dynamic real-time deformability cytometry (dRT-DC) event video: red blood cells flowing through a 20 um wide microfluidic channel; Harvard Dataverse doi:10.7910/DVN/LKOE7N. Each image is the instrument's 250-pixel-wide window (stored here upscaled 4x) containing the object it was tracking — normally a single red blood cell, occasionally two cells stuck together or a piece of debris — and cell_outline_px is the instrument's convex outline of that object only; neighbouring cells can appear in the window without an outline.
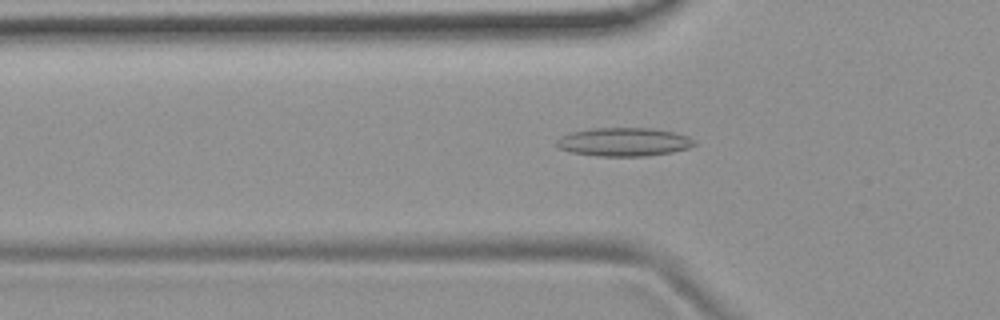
{"species": "common noctule bat (a hibernating species)", "species_latin": "Nyctalus noctula", "temperature_condition": "room temperature", "stored_images_in_passage": 48, "camera_frame_rate_fps": 3000, "um_per_image_px": 0.085, "animal": {"sex": "female", "body_mass_g": 19.9}, "frame": {"image": 1, "passage_image": 12, "time_ms": 3.667, "image_size_px": [1000, 320], "cell_outline_px": [[696, 144], [688, 148], [672, 152], [648, 156], [596, 156], [572, 152], [560, 148], [556, 144], [556, 140], [560, 136], [572, 132], [592, 128], [652, 128], [676, 132], [688, 136], [696, 140]], "centroid_in_image_um": [53.06, 12.06], "position_along_channel_um": 72.7, "area_um2": 23.0}}
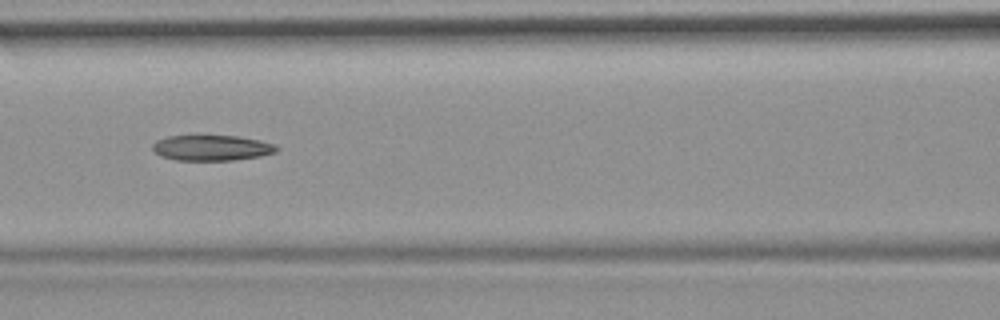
{"frame": {"image": 2, "passage_image": 18, "time_ms": 5.667, "image_size_px": [1000, 320], "cell_outline_px": [[280, 148], [276, 152], [260, 156], [232, 160], [176, 160], [160, 156], [152, 148], [152, 144], [156, 140], [168, 136], [240, 136], [260, 140], [276, 144]], "centroid_in_image_um": [18.02, 12.56], "position_along_channel_um": 148.6, "area_um2": 18.5}}
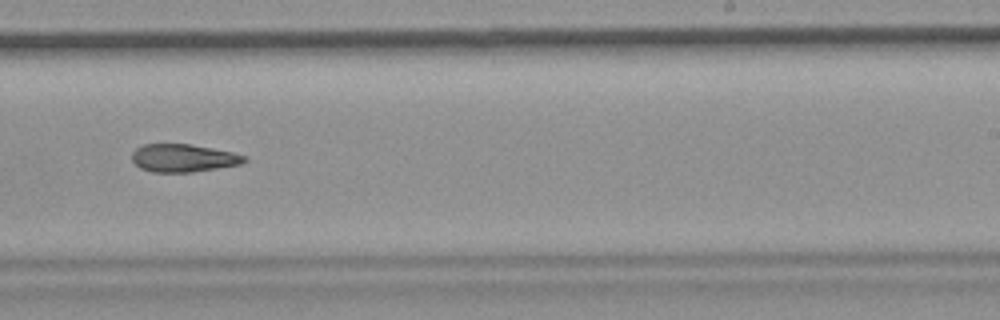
{"frame": {"image": 3, "passage_image": 28, "time_ms": 9.0, "image_size_px": [1000, 320], "cell_outline_px": [[248, 160], [240, 164], [192, 172], [152, 172], [140, 168], [132, 160], [132, 152], [136, 148], [144, 144], [192, 144], [232, 152], [248, 156]], "centroid_in_image_um": [15.59, 13.43], "position_along_channel_um": 273.4, "area_um2": 18.26}}